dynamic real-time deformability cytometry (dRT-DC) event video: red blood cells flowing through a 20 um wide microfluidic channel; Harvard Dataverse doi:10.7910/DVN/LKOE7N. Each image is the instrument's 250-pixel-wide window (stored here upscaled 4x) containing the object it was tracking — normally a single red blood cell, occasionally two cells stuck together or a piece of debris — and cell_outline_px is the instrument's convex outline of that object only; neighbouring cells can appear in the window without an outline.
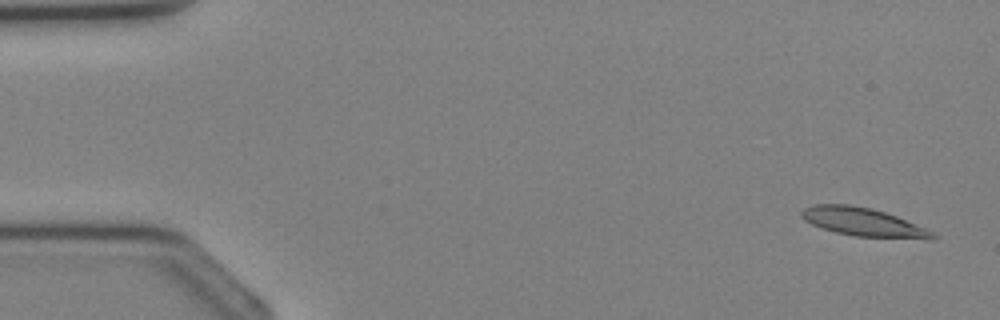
{"species": "Egyptian fruit bat (a non-hibernating species)", "species_latin": "Rousettus aegyptiacus", "temperature_condition": "cold", "stored_images_in_passage": 4, "camera_frame_rate_fps": 3000, "um_per_image_px": 0.085, "animal": {"sex": "female"}, "frame": {"image": 1, "passage_image": 1, "time_ms": 0.0, "image_size_px": [1000, 320], "cell_outline_px": [[940, 236], [936, 240], [928, 240], [856, 236], [836, 232], [812, 224], [804, 220], [800, 216], [800, 212], [804, 208], [812, 204], [848, 204], [872, 208], [896, 216], [924, 228]], "centroid_in_image_um": [73.4, 18.89], "position_along_channel_um": 11.6, "area_um2": 21.79}}